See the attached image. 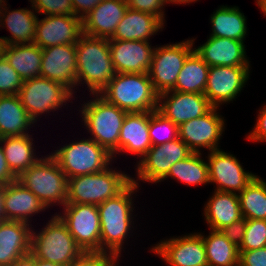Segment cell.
I'll return each instance as SVG.
<instances>
[{
	"label": "cell",
	"mask_w": 266,
	"mask_h": 266,
	"mask_svg": "<svg viewBox=\"0 0 266 266\" xmlns=\"http://www.w3.org/2000/svg\"><path fill=\"white\" fill-rule=\"evenodd\" d=\"M138 184L131 177V182L119 194L97 206L101 224L100 253L109 254L116 261H119L124 239L130 234L134 210L131 197L137 192Z\"/></svg>",
	"instance_id": "cell-1"
},
{
	"label": "cell",
	"mask_w": 266,
	"mask_h": 266,
	"mask_svg": "<svg viewBox=\"0 0 266 266\" xmlns=\"http://www.w3.org/2000/svg\"><path fill=\"white\" fill-rule=\"evenodd\" d=\"M76 56V86L85 83L91 94H100L116 74L109 39L83 34L76 43Z\"/></svg>",
	"instance_id": "cell-2"
},
{
	"label": "cell",
	"mask_w": 266,
	"mask_h": 266,
	"mask_svg": "<svg viewBox=\"0 0 266 266\" xmlns=\"http://www.w3.org/2000/svg\"><path fill=\"white\" fill-rule=\"evenodd\" d=\"M99 95L128 113L158 108V94L152 86L149 73H116Z\"/></svg>",
	"instance_id": "cell-3"
},
{
	"label": "cell",
	"mask_w": 266,
	"mask_h": 266,
	"mask_svg": "<svg viewBox=\"0 0 266 266\" xmlns=\"http://www.w3.org/2000/svg\"><path fill=\"white\" fill-rule=\"evenodd\" d=\"M84 103L80 110L82 121L96 143L104 147L114 157L119 153V135L126 114L125 110L108 103L99 94Z\"/></svg>",
	"instance_id": "cell-4"
},
{
	"label": "cell",
	"mask_w": 266,
	"mask_h": 266,
	"mask_svg": "<svg viewBox=\"0 0 266 266\" xmlns=\"http://www.w3.org/2000/svg\"><path fill=\"white\" fill-rule=\"evenodd\" d=\"M16 180L28 188L47 208L56 203L63 206L66 204L68 178L50 154L39 158Z\"/></svg>",
	"instance_id": "cell-5"
},
{
	"label": "cell",
	"mask_w": 266,
	"mask_h": 266,
	"mask_svg": "<svg viewBox=\"0 0 266 266\" xmlns=\"http://www.w3.org/2000/svg\"><path fill=\"white\" fill-rule=\"evenodd\" d=\"M131 176L122 171L105 170L68 179L66 204H92L98 206L119 194L129 183Z\"/></svg>",
	"instance_id": "cell-6"
},
{
	"label": "cell",
	"mask_w": 266,
	"mask_h": 266,
	"mask_svg": "<svg viewBox=\"0 0 266 266\" xmlns=\"http://www.w3.org/2000/svg\"><path fill=\"white\" fill-rule=\"evenodd\" d=\"M82 253L58 215H54L40 232L32 229L31 254L38 259L68 266Z\"/></svg>",
	"instance_id": "cell-7"
},
{
	"label": "cell",
	"mask_w": 266,
	"mask_h": 266,
	"mask_svg": "<svg viewBox=\"0 0 266 266\" xmlns=\"http://www.w3.org/2000/svg\"><path fill=\"white\" fill-rule=\"evenodd\" d=\"M69 179L99 173L109 167L113 156L93 139H81L50 154Z\"/></svg>",
	"instance_id": "cell-8"
},
{
	"label": "cell",
	"mask_w": 266,
	"mask_h": 266,
	"mask_svg": "<svg viewBox=\"0 0 266 266\" xmlns=\"http://www.w3.org/2000/svg\"><path fill=\"white\" fill-rule=\"evenodd\" d=\"M73 94L64 84L40 76L24 80L18 96L29 117L37 122L38 116L66 105Z\"/></svg>",
	"instance_id": "cell-9"
},
{
	"label": "cell",
	"mask_w": 266,
	"mask_h": 266,
	"mask_svg": "<svg viewBox=\"0 0 266 266\" xmlns=\"http://www.w3.org/2000/svg\"><path fill=\"white\" fill-rule=\"evenodd\" d=\"M194 41L195 39L191 38L175 44L154 47L148 73L152 86L158 95L175 88L178 74L184 62L194 50Z\"/></svg>",
	"instance_id": "cell-10"
},
{
	"label": "cell",
	"mask_w": 266,
	"mask_h": 266,
	"mask_svg": "<svg viewBox=\"0 0 266 266\" xmlns=\"http://www.w3.org/2000/svg\"><path fill=\"white\" fill-rule=\"evenodd\" d=\"M57 214L83 252L100 253L101 224L99 210L92 204H65Z\"/></svg>",
	"instance_id": "cell-11"
},
{
	"label": "cell",
	"mask_w": 266,
	"mask_h": 266,
	"mask_svg": "<svg viewBox=\"0 0 266 266\" xmlns=\"http://www.w3.org/2000/svg\"><path fill=\"white\" fill-rule=\"evenodd\" d=\"M191 153L179 137L165 144L152 146L137 163V181L140 179L155 184L163 181L171 166Z\"/></svg>",
	"instance_id": "cell-12"
},
{
	"label": "cell",
	"mask_w": 266,
	"mask_h": 266,
	"mask_svg": "<svg viewBox=\"0 0 266 266\" xmlns=\"http://www.w3.org/2000/svg\"><path fill=\"white\" fill-rule=\"evenodd\" d=\"M213 107L205 115L178 126V137L192 152H201V147L214 151L220 149L218 142L225 129V120Z\"/></svg>",
	"instance_id": "cell-13"
},
{
	"label": "cell",
	"mask_w": 266,
	"mask_h": 266,
	"mask_svg": "<svg viewBox=\"0 0 266 266\" xmlns=\"http://www.w3.org/2000/svg\"><path fill=\"white\" fill-rule=\"evenodd\" d=\"M250 66H212L204 95L213 107L236 99L248 81Z\"/></svg>",
	"instance_id": "cell-14"
},
{
	"label": "cell",
	"mask_w": 266,
	"mask_h": 266,
	"mask_svg": "<svg viewBox=\"0 0 266 266\" xmlns=\"http://www.w3.org/2000/svg\"><path fill=\"white\" fill-rule=\"evenodd\" d=\"M207 158L210 183L217 185L214 190L239 194L256 176L221 149L210 151Z\"/></svg>",
	"instance_id": "cell-15"
},
{
	"label": "cell",
	"mask_w": 266,
	"mask_h": 266,
	"mask_svg": "<svg viewBox=\"0 0 266 266\" xmlns=\"http://www.w3.org/2000/svg\"><path fill=\"white\" fill-rule=\"evenodd\" d=\"M150 250L169 266H208L205 245L199 233L164 239Z\"/></svg>",
	"instance_id": "cell-16"
},
{
	"label": "cell",
	"mask_w": 266,
	"mask_h": 266,
	"mask_svg": "<svg viewBox=\"0 0 266 266\" xmlns=\"http://www.w3.org/2000/svg\"><path fill=\"white\" fill-rule=\"evenodd\" d=\"M82 35V19L76 15H52L37 20L33 43L41 49L76 45Z\"/></svg>",
	"instance_id": "cell-17"
},
{
	"label": "cell",
	"mask_w": 266,
	"mask_h": 266,
	"mask_svg": "<svg viewBox=\"0 0 266 266\" xmlns=\"http://www.w3.org/2000/svg\"><path fill=\"white\" fill-rule=\"evenodd\" d=\"M212 108L204 94L170 90L158 95L157 110L177 126L205 115Z\"/></svg>",
	"instance_id": "cell-18"
},
{
	"label": "cell",
	"mask_w": 266,
	"mask_h": 266,
	"mask_svg": "<svg viewBox=\"0 0 266 266\" xmlns=\"http://www.w3.org/2000/svg\"><path fill=\"white\" fill-rule=\"evenodd\" d=\"M76 76V45L63 44L42 49L41 77L60 82L76 93Z\"/></svg>",
	"instance_id": "cell-19"
},
{
	"label": "cell",
	"mask_w": 266,
	"mask_h": 266,
	"mask_svg": "<svg viewBox=\"0 0 266 266\" xmlns=\"http://www.w3.org/2000/svg\"><path fill=\"white\" fill-rule=\"evenodd\" d=\"M147 41L109 40L111 59L116 73H148L152 48Z\"/></svg>",
	"instance_id": "cell-20"
},
{
	"label": "cell",
	"mask_w": 266,
	"mask_h": 266,
	"mask_svg": "<svg viewBox=\"0 0 266 266\" xmlns=\"http://www.w3.org/2000/svg\"><path fill=\"white\" fill-rule=\"evenodd\" d=\"M127 9L126 0H103L82 19L83 34L111 39Z\"/></svg>",
	"instance_id": "cell-21"
},
{
	"label": "cell",
	"mask_w": 266,
	"mask_h": 266,
	"mask_svg": "<svg viewBox=\"0 0 266 266\" xmlns=\"http://www.w3.org/2000/svg\"><path fill=\"white\" fill-rule=\"evenodd\" d=\"M209 66H250L243 41L209 36L207 41L194 48Z\"/></svg>",
	"instance_id": "cell-22"
},
{
	"label": "cell",
	"mask_w": 266,
	"mask_h": 266,
	"mask_svg": "<svg viewBox=\"0 0 266 266\" xmlns=\"http://www.w3.org/2000/svg\"><path fill=\"white\" fill-rule=\"evenodd\" d=\"M152 111L127 113L119 135V152L141 158L151 149L149 121Z\"/></svg>",
	"instance_id": "cell-23"
},
{
	"label": "cell",
	"mask_w": 266,
	"mask_h": 266,
	"mask_svg": "<svg viewBox=\"0 0 266 266\" xmlns=\"http://www.w3.org/2000/svg\"><path fill=\"white\" fill-rule=\"evenodd\" d=\"M30 227L22 221L0 222V266H11L18 258L31 253Z\"/></svg>",
	"instance_id": "cell-24"
},
{
	"label": "cell",
	"mask_w": 266,
	"mask_h": 266,
	"mask_svg": "<svg viewBox=\"0 0 266 266\" xmlns=\"http://www.w3.org/2000/svg\"><path fill=\"white\" fill-rule=\"evenodd\" d=\"M3 198L7 220L30 223V217L46 206L17 180L3 186Z\"/></svg>",
	"instance_id": "cell-25"
},
{
	"label": "cell",
	"mask_w": 266,
	"mask_h": 266,
	"mask_svg": "<svg viewBox=\"0 0 266 266\" xmlns=\"http://www.w3.org/2000/svg\"><path fill=\"white\" fill-rule=\"evenodd\" d=\"M157 16L133 10L128 7L122 20L118 23L116 31L109 40L147 41L152 35L164 28Z\"/></svg>",
	"instance_id": "cell-26"
},
{
	"label": "cell",
	"mask_w": 266,
	"mask_h": 266,
	"mask_svg": "<svg viewBox=\"0 0 266 266\" xmlns=\"http://www.w3.org/2000/svg\"><path fill=\"white\" fill-rule=\"evenodd\" d=\"M204 207V219L214 231H219L243 217L236 193L215 190Z\"/></svg>",
	"instance_id": "cell-27"
},
{
	"label": "cell",
	"mask_w": 266,
	"mask_h": 266,
	"mask_svg": "<svg viewBox=\"0 0 266 266\" xmlns=\"http://www.w3.org/2000/svg\"><path fill=\"white\" fill-rule=\"evenodd\" d=\"M6 5L8 4H5L0 15V27L1 25L3 28L6 27L12 36L0 38L6 45L33 43L38 20V16L33 8L32 11L31 9L21 8L10 12Z\"/></svg>",
	"instance_id": "cell-28"
},
{
	"label": "cell",
	"mask_w": 266,
	"mask_h": 266,
	"mask_svg": "<svg viewBox=\"0 0 266 266\" xmlns=\"http://www.w3.org/2000/svg\"><path fill=\"white\" fill-rule=\"evenodd\" d=\"M34 123L18 95L0 96V138L28 134Z\"/></svg>",
	"instance_id": "cell-29"
},
{
	"label": "cell",
	"mask_w": 266,
	"mask_h": 266,
	"mask_svg": "<svg viewBox=\"0 0 266 266\" xmlns=\"http://www.w3.org/2000/svg\"><path fill=\"white\" fill-rule=\"evenodd\" d=\"M30 136L25 134L0 138L7 164L16 177L39 160L35 155L33 136Z\"/></svg>",
	"instance_id": "cell-30"
},
{
	"label": "cell",
	"mask_w": 266,
	"mask_h": 266,
	"mask_svg": "<svg viewBox=\"0 0 266 266\" xmlns=\"http://www.w3.org/2000/svg\"><path fill=\"white\" fill-rule=\"evenodd\" d=\"M4 57L23 80L41 76L42 49L38 45H6Z\"/></svg>",
	"instance_id": "cell-31"
},
{
	"label": "cell",
	"mask_w": 266,
	"mask_h": 266,
	"mask_svg": "<svg viewBox=\"0 0 266 266\" xmlns=\"http://www.w3.org/2000/svg\"><path fill=\"white\" fill-rule=\"evenodd\" d=\"M212 33L210 36L229 38L245 42L247 22L238 7L220 6L211 15Z\"/></svg>",
	"instance_id": "cell-32"
},
{
	"label": "cell",
	"mask_w": 266,
	"mask_h": 266,
	"mask_svg": "<svg viewBox=\"0 0 266 266\" xmlns=\"http://www.w3.org/2000/svg\"><path fill=\"white\" fill-rule=\"evenodd\" d=\"M209 66L193 50L186 58L173 90L182 93L204 94Z\"/></svg>",
	"instance_id": "cell-33"
},
{
	"label": "cell",
	"mask_w": 266,
	"mask_h": 266,
	"mask_svg": "<svg viewBox=\"0 0 266 266\" xmlns=\"http://www.w3.org/2000/svg\"><path fill=\"white\" fill-rule=\"evenodd\" d=\"M199 234L205 245L208 266H239L238 248L220 231L210 230L208 236Z\"/></svg>",
	"instance_id": "cell-34"
},
{
	"label": "cell",
	"mask_w": 266,
	"mask_h": 266,
	"mask_svg": "<svg viewBox=\"0 0 266 266\" xmlns=\"http://www.w3.org/2000/svg\"><path fill=\"white\" fill-rule=\"evenodd\" d=\"M201 156V152H192L185 159L176 162L171 166L165 180L171 177L188 186L210 183L208 164Z\"/></svg>",
	"instance_id": "cell-35"
},
{
	"label": "cell",
	"mask_w": 266,
	"mask_h": 266,
	"mask_svg": "<svg viewBox=\"0 0 266 266\" xmlns=\"http://www.w3.org/2000/svg\"><path fill=\"white\" fill-rule=\"evenodd\" d=\"M237 195L245 219L266 220V182L261 177L256 175Z\"/></svg>",
	"instance_id": "cell-36"
},
{
	"label": "cell",
	"mask_w": 266,
	"mask_h": 266,
	"mask_svg": "<svg viewBox=\"0 0 266 266\" xmlns=\"http://www.w3.org/2000/svg\"><path fill=\"white\" fill-rule=\"evenodd\" d=\"M149 136L152 146L165 144L178 138V126L158 110H154L150 115Z\"/></svg>",
	"instance_id": "cell-37"
},
{
	"label": "cell",
	"mask_w": 266,
	"mask_h": 266,
	"mask_svg": "<svg viewBox=\"0 0 266 266\" xmlns=\"http://www.w3.org/2000/svg\"><path fill=\"white\" fill-rule=\"evenodd\" d=\"M266 247V220L246 219V229L238 251L256 250Z\"/></svg>",
	"instance_id": "cell-38"
},
{
	"label": "cell",
	"mask_w": 266,
	"mask_h": 266,
	"mask_svg": "<svg viewBox=\"0 0 266 266\" xmlns=\"http://www.w3.org/2000/svg\"><path fill=\"white\" fill-rule=\"evenodd\" d=\"M23 79L3 57L0 60V96L18 95Z\"/></svg>",
	"instance_id": "cell-39"
},
{
	"label": "cell",
	"mask_w": 266,
	"mask_h": 266,
	"mask_svg": "<svg viewBox=\"0 0 266 266\" xmlns=\"http://www.w3.org/2000/svg\"><path fill=\"white\" fill-rule=\"evenodd\" d=\"M33 10L42 15H74L72 0H29Z\"/></svg>",
	"instance_id": "cell-40"
},
{
	"label": "cell",
	"mask_w": 266,
	"mask_h": 266,
	"mask_svg": "<svg viewBox=\"0 0 266 266\" xmlns=\"http://www.w3.org/2000/svg\"><path fill=\"white\" fill-rule=\"evenodd\" d=\"M117 263L119 262H117L109 254L98 252H83L68 266H119Z\"/></svg>",
	"instance_id": "cell-41"
},
{
	"label": "cell",
	"mask_w": 266,
	"mask_h": 266,
	"mask_svg": "<svg viewBox=\"0 0 266 266\" xmlns=\"http://www.w3.org/2000/svg\"><path fill=\"white\" fill-rule=\"evenodd\" d=\"M129 8L157 16L165 23L163 8L166 0H126ZM164 6V7H163Z\"/></svg>",
	"instance_id": "cell-42"
},
{
	"label": "cell",
	"mask_w": 266,
	"mask_h": 266,
	"mask_svg": "<svg viewBox=\"0 0 266 266\" xmlns=\"http://www.w3.org/2000/svg\"><path fill=\"white\" fill-rule=\"evenodd\" d=\"M246 229V219L234 221L232 224L223 227L220 231L231 243L239 248L243 242L244 234Z\"/></svg>",
	"instance_id": "cell-43"
},
{
	"label": "cell",
	"mask_w": 266,
	"mask_h": 266,
	"mask_svg": "<svg viewBox=\"0 0 266 266\" xmlns=\"http://www.w3.org/2000/svg\"><path fill=\"white\" fill-rule=\"evenodd\" d=\"M239 266H266V247L239 251Z\"/></svg>",
	"instance_id": "cell-44"
},
{
	"label": "cell",
	"mask_w": 266,
	"mask_h": 266,
	"mask_svg": "<svg viewBox=\"0 0 266 266\" xmlns=\"http://www.w3.org/2000/svg\"><path fill=\"white\" fill-rule=\"evenodd\" d=\"M247 139L255 142H266V105L259 109L255 127L248 134Z\"/></svg>",
	"instance_id": "cell-45"
},
{
	"label": "cell",
	"mask_w": 266,
	"mask_h": 266,
	"mask_svg": "<svg viewBox=\"0 0 266 266\" xmlns=\"http://www.w3.org/2000/svg\"><path fill=\"white\" fill-rule=\"evenodd\" d=\"M103 0H72L74 15L83 19Z\"/></svg>",
	"instance_id": "cell-46"
},
{
	"label": "cell",
	"mask_w": 266,
	"mask_h": 266,
	"mask_svg": "<svg viewBox=\"0 0 266 266\" xmlns=\"http://www.w3.org/2000/svg\"><path fill=\"white\" fill-rule=\"evenodd\" d=\"M1 145V141H0ZM16 176L10 171L4 156L2 146H0V186H5L16 180Z\"/></svg>",
	"instance_id": "cell-47"
},
{
	"label": "cell",
	"mask_w": 266,
	"mask_h": 266,
	"mask_svg": "<svg viewBox=\"0 0 266 266\" xmlns=\"http://www.w3.org/2000/svg\"><path fill=\"white\" fill-rule=\"evenodd\" d=\"M11 266H36V257L31 253L26 254L15 260Z\"/></svg>",
	"instance_id": "cell-48"
},
{
	"label": "cell",
	"mask_w": 266,
	"mask_h": 266,
	"mask_svg": "<svg viewBox=\"0 0 266 266\" xmlns=\"http://www.w3.org/2000/svg\"><path fill=\"white\" fill-rule=\"evenodd\" d=\"M8 221L3 198V186H0V222Z\"/></svg>",
	"instance_id": "cell-49"
},
{
	"label": "cell",
	"mask_w": 266,
	"mask_h": 266,
	"mask_svg": "<svg viewBox=\"0 0 266 266\" xmlns=\"http://www.w3.org/2000/svg\"><path fill=\"white\" fill-rule=\"evenodd\" d=\"M36 266H63V265L52 263V262H47V261L36 258Z\"/></svg>",
	"instance_id": "cell-50"
},
{
	"label": "cell",
	"mask_w": 266,
	"mask_h": 266,
	"mask_svg": "<svg viewBox=\"0 0 266 266\" xmlns=\"http://www.w3.org/2000/svg\"><path fill=\"white\" fill-rule=\"evenodd\" d=\"M166 1H167L168 4L174 3V4L181 5V4H184V3L185 4L188 3V5H189L190 3L197 2L198 0H166Z\"/></svg>",
	"instance_id": "cell-51"
},
{
	"label": "cell",
	"mask_w": 266,
	"mask_h": 266,
	"mask_svg": "<svg viewBox=\"0 0 266 266\" xmlns=\"http://www.w3.org/2000/svg\"><path fill=\"white\" fill-rule=\"evenodd\" d=\"M256 1L260 10H262L263 14L266 16V0H256Z\"/></svg>",
	"instance_id": "cell-52"
},
{
	"label": "cell",
	"mask_w": 266,
	"mask_h": 266,
	"mask_svg": "<svg viewBox=\"0 0 266 266\" xmlns=\"http://www.w3.org/2000/svg\"><path fill=\"white\" fill-rule=\"evenodd\" d=\"M6 43L0 38V60L4 57Z\"/></svg>",
	"instance_id": "cell-53"
},
{
	"label": "cell",
	"mask_w": 266,
	"mask_h": 266,
	"mask_svg": "<svg viewBox=\"0 0 266 266\" xmlns=\"http://www.w3.org/2000/svg\"><path fill=\"white\" fill-rule=\"evenodd\" d=\"M4 7H5V1L4 0H0V15H1V13H2V9H4Z\"/></svg>",
	"instance_id": "cell-54"
}]
</instances>
